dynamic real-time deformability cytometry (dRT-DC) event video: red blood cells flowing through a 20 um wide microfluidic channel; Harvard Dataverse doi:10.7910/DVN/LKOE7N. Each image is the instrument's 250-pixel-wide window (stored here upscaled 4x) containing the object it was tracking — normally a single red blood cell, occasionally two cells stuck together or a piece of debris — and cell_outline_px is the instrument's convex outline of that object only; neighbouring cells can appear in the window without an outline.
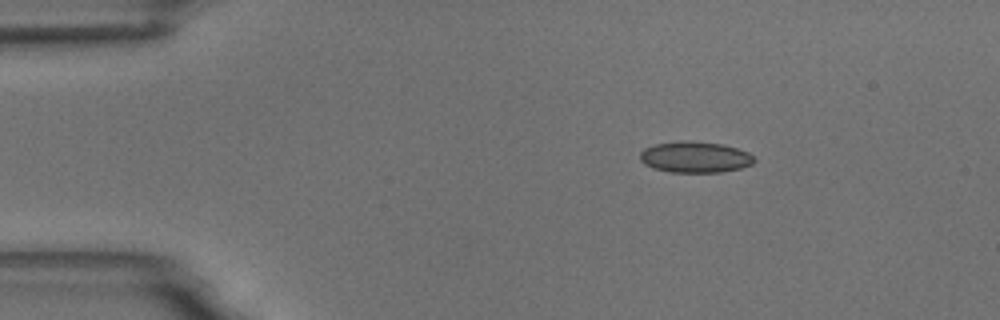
{"species": "common noctule bat (a hibernating species)", "species_latin": "Nyctalus noctula", "temperature_condition": "room temperature", "stored_images_in_passage": 47, "camera_frame_rate_fps": 3000, "um_per_image_px": 0.085, "animal": {"sex": "male", "body_mass_g": 18.8}, "frame": {"image": 1, "passage_image": 1, "time_ms": 0.0, "image_size_px": [1000, 320], "cell_outline_px": [[756, 160], [752, 164], [740, 168], [720, 172], [668, 172], [652, 168], [644, 164], [640, 160], [640, 152], [644, 148], [656, 144], [680, 140], [688, 140], [724, 144], [748, 152]], "centroid_in_image_um": [59.05, 13.35], "position_along_channel_um": 25.9, "area_um2": 20.87}}
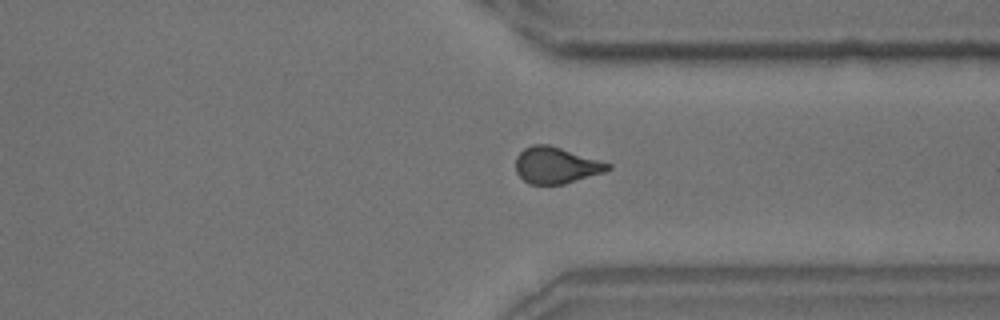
{"frame": {"image": 2, "passage_image": 34, "time_ms": 11.0, "image_size_px": [1000, 320], "cell_outline_px": [[612, 168], [604, 172], [564, 184], [528, 184], [516, 172], [516, 156], [524, 148], [532, 144], [548, 144], [612, 164]], "centroid_in_image_um": [47.25, 14.05], "position_along_channel_um": 364.1, "area_um2": 19.48}}
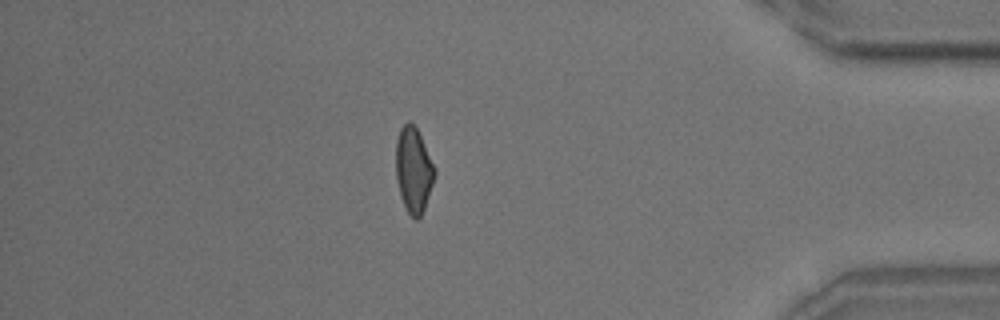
{"frame": {"image": 3, "passage_image": 40, "time_ms": 13.0, "image_size_px": [1000, 320], "cell_outline_px": [[436, 172], [424, 208], [420, 216], [416, 220], [408, 212], [400, 196], [396, 180], [396, 140], [400, 128], [408, 120], [416, 128], [436, 168]], "centroid_in_image_um": [35.13, 14.43], "position_along_channel_um": 400.1, "area_um2": 19.02}, "authors_computed_cell_mechanics": {"area_um2": 19.7676, "velocity_mm_per_s": 3.6472, "shape_relaxation_time_tau1_ms": 6.4499, "shape_relaxation_time_tau2_ms": 1.2328, "deformation_change_tau1": 0.1368, "deformation_change_tau2": 0.0628}}